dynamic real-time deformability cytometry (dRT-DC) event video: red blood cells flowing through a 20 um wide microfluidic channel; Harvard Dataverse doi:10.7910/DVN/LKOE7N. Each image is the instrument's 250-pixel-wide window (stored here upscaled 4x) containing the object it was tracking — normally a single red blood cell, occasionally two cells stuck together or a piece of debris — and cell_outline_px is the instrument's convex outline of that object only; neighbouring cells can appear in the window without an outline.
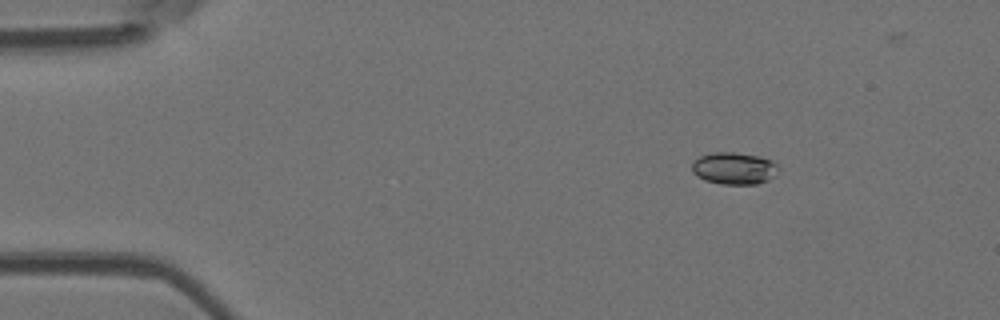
{"species": "Egyptian fruit bat (a non-hibernating species)", "species_latin": "Rousettus aegyptiacus", "temperature_condition": "room temperature", "stored_images_in_passage": 46, "camera_frame_rate_fps": 3000, "um_per_image_px": 0.085, "animal": {"sex": "female"}, "frame": {"image": 1, "passage_image": 1, "time_ms": 0.0, "image_size_px": [1000, 320], "cell_outline_px": [[776, 176], [768, 180], [756, 184], [720, 184], [704, 180], [696, 176], [692, 172], [692, 160], [700, 156], [716, 152], [736, 152], [760, 156], [772, 160], [776, 164]], "centroid_in_image_um": [62.37, 14.3], "position_along_channel_um": 22.6, "area_um2": 16.3}}
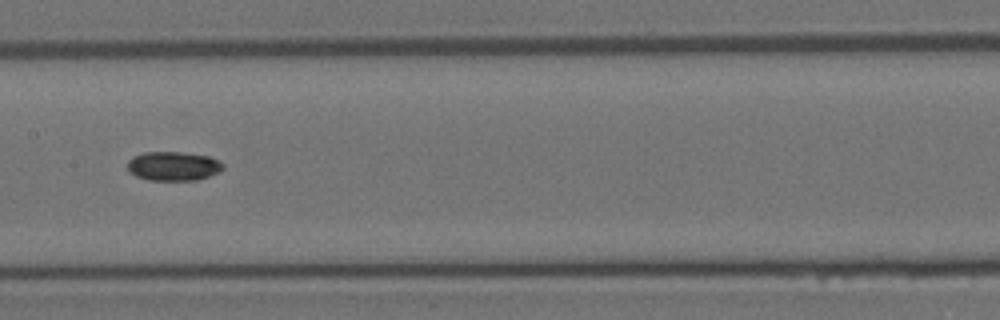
{"frame": {"image": 2, "passage_image": 20, "time_ms": 6.333, "image_size_px": [1000, 320], "cell_outline_px": [[224, 168], [220, 172], [196, 180], [148, 180], [136, 176], [128, 172], [128, 160], [132, 156], [144, 152], [180, 152], [208, 156], [224, 164]], "centroid_in_image_um": [14.7, 14.12], "position_along_channel_um": 192.7, "area_um2": 16.24}}
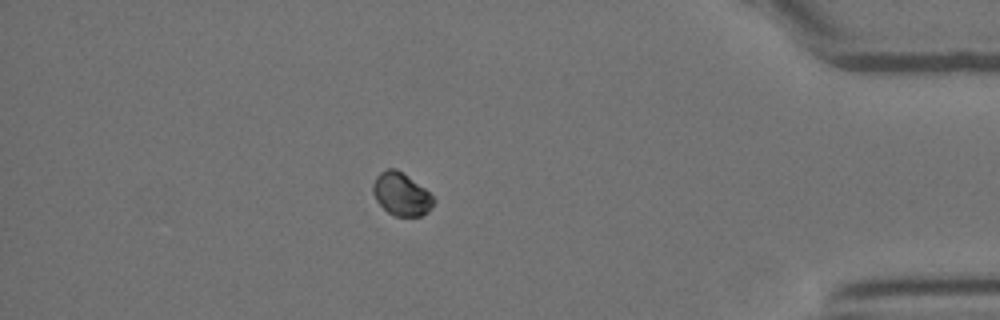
{"frame": {"image": 3, "passage_image": 39, "time_ms": 12.667, "image_size_px": [1000, 320], "cell_outline_px": [[436, 200], [428, 212], [420, 216], [396, 216], [388, 212], [376, 200], [372, 192], [372, 184], [376, 176], [380, 172], [388, 168], [396, 168], [424, 188]], "centroid_in_image_um": [34.09, 16.5], "position_along_channel_um": 401.1, "area_um2": 15.03}}